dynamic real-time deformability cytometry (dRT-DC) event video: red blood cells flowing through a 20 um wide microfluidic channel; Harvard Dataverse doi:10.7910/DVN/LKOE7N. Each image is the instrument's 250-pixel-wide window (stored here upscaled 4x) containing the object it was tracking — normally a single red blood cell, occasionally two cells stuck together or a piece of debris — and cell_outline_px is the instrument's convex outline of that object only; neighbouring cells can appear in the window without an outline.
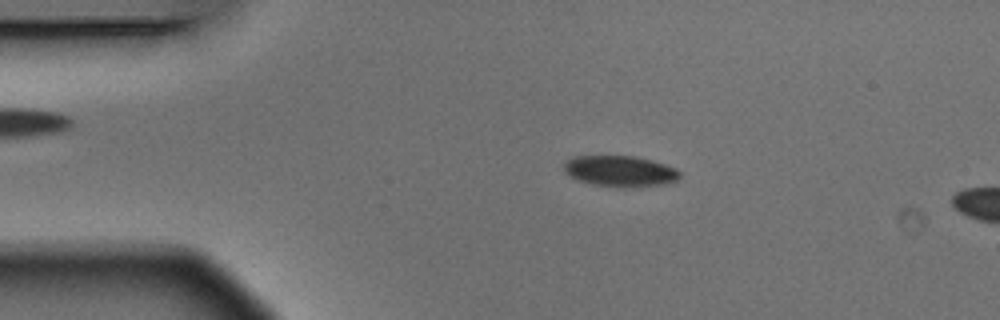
{"species": "Egyptian fruit bat (a non-hibernating species)", "species_latin": "Rousettus aegyptiacus", "temperature_condition": "warm", "stored_images_in_passage": 4, "camera_frame_rate_fps": 3000, "um_per_image_px": 0.085, "animal": {"sex": "male"}, "frame": {"image": 1, "passage_image": 2, "time_ms": 0.333, "image_size_px": [1000, 320], "cell_outline_px": [[680, 176], [676, 180], [668, 184], [624, 188], [620, 188], [592, 184], [580, 180], [564, 172], [564, 164], [572, 156], [636, 156], [652, 160], [676, 168], [680, 172]], "centroid_in_image_um": [52.74, 14.55], "position_along_channel_um": 32.3, "area_um2": 20.98}}